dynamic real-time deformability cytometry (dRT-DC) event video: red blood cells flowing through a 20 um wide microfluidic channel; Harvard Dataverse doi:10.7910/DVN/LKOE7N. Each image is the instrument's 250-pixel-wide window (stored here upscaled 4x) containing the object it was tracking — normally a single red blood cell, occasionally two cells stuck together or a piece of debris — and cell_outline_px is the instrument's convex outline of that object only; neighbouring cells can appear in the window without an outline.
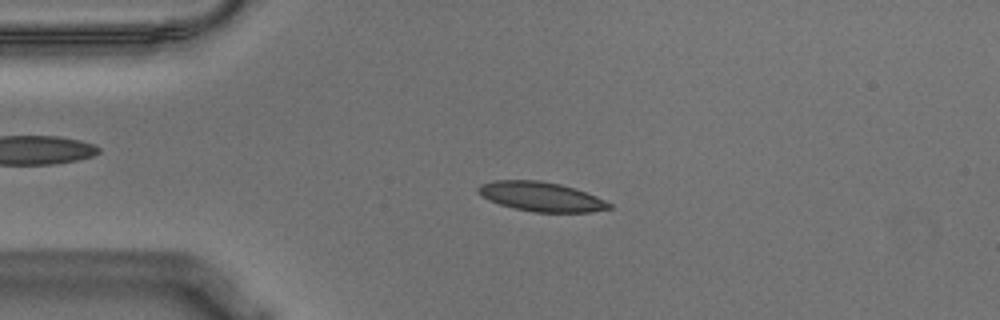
{"species": "Egyptian fruit bat (a non-hibernating species)", "species_latin": "Rousettus aegyptiacus", "temperature_condition": "warm", "stored_images_in_passage": 55, "camera_frame_rate_fps": 3000, "um_per_image_px": 0.085, "animal": {"sex": "male"}, "frame": {"image": 1, "passage_image": 12, "time_ms": 3.667, "image_size_px": [1000, 320], "cell_outline_px": [[612, 208], [588, 212], [532, 212], [500, 204], [488, 200], [476, 192], [476, 188], [480, 184], [492, 180], [540, 180], [560, 184], [576, 188], [596, 196], [612, 204]], "centroid_in_image_um": [45.97, 16.7], "position_along_channel_um": 39.0, "area_um2": 22.54}}
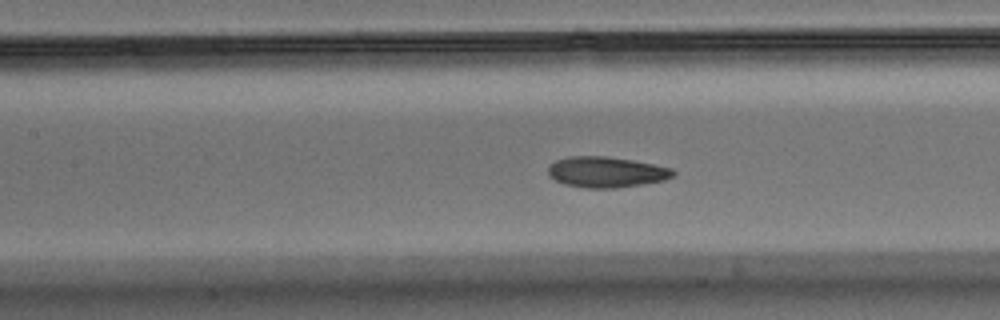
{"frame": {"image": 2, "passage_image": 24, "time_ms": 7.667, "image_size_px": [1000, 320], "cell_outline_px": [[676, 176], [664, 180], [616, 188], [588, 188], [564, 184], [548, 176], [548, 168], [556, 160], [568, 156], [608, 156], [632, 160], [672, 168], [676, 172]], "centroid_in_image_um": [51.54, 14.62], "position_along_channel_um": 155.9, "area_um2": 22.37}}
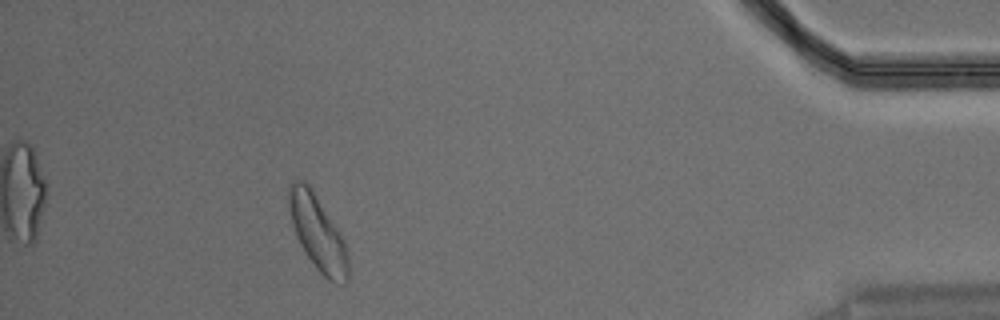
{"frame": {"image": 3, "passage_image": 50, "time_ms": 16.333, "image_size_px": [1000, 320], "cell_outline_px": [[348, 284], [336, 284], [328, 280], [316, 268], [300, 244], [296, 236], [292, 224], [288, 208], [288, 184], [292, 180], [304, 180], [312, 188], [344, 240], [348, 256]], "centroid_in_image_um": [26.99, 19.79], "position_along_channel_um": 408.2, "area_um2": 25.95}, "authors_computed_cell_mechanics": {"area_um2": 22.1374, "velocity_mm_per_s": 3.5606, "shape_relaxation_time_tau1_ms": 4.8414, "shape_relaxation_time_tau2_ms": 2.256, "deformation_change_tau1": 0.133, "deformation_change_tau2": 0.0818}}